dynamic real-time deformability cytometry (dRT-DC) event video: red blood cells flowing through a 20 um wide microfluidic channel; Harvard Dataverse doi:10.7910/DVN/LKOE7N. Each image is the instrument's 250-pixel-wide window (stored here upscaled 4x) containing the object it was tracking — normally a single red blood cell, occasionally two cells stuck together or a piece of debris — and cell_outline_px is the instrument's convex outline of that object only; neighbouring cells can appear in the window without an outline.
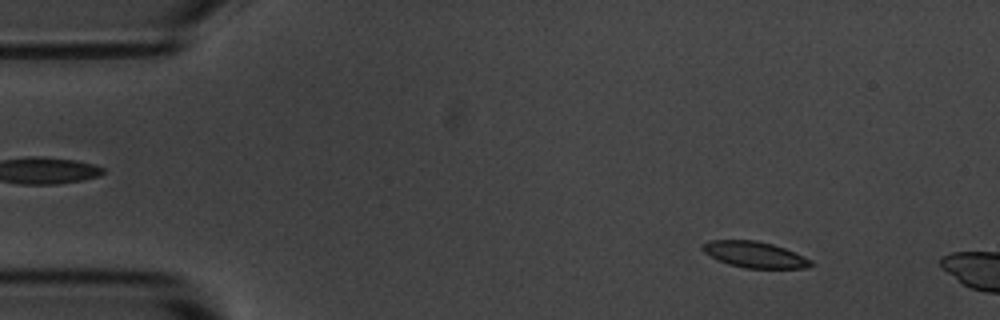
{"species": "common noctule bat (a hibernating species)", "species_latin": "Nyctalus noctula", "temperature_condition": "room temperature", "stored_images_in_passage": 10, "camera_frame_rate_fps": 3000, "um_per_image_px": 0.085, "animal": {"sex": "male", "body_mass_g": 20.1, "forearm_length_mm": 53.5}, "frame": {"image": 1, "passage_image": 6, "time_ms": 1.667, "image_size_px": [1000, 320], "cell_outline_px": [[816, 264], [804, 268], [744, 268], [728, 264], [716, 260], [704, 252], [700, 248], [700, 244], [708, 240], [756, 240], [772, 244], [784, 248], [804, 256], [812, 260]], "centroid_in_image_um": [64.11, 21.64], "position_along_channel_um": 20.9, "area_um2": 16.7}}